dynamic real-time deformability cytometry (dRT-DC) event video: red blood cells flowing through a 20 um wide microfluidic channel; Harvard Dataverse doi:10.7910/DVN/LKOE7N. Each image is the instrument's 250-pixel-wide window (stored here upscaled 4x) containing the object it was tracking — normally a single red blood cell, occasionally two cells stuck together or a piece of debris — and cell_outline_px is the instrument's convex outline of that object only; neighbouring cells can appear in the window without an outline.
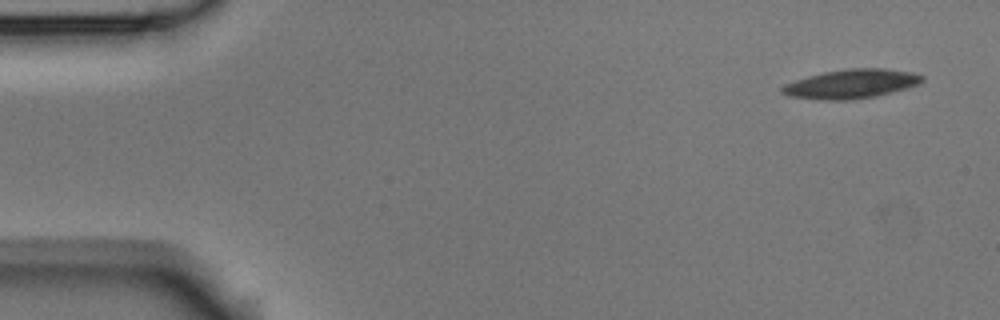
{"species": "Egyptian fruit bat (a non-hibernating species)", "species_latin": "Rousettus aegyptiacus", "temperature_condition": "room temperature", "stored_images_in_passage": 5, "camera_frame_rate_fps": 3000, "um_per_image_px": 0.085, "animal": {"sex": "male"}, "frame": {"image": 1, "passage_image": 1, "time_ms": 0.0, "image_size_px": [1000, 320], "cell_outline_px": [[924, 80], [920, 84], [908, 88], [876, 96], [848, 100], [828, 100], [788, 96], [780, 92], [780, 88], [784, 84], [808, 76], [824, 72], [848, 68], [884, 68], [912, 72], [924, 76]], "centroid_in_image_um": [72.38, 7.12], "position_along_channel_um": 12.6, "area_um2": 23.81}}
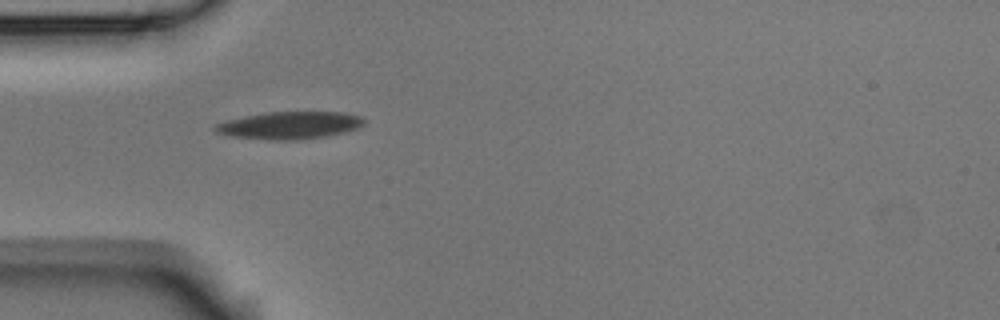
{"frame": {"image": 2, "passage_image": 4, "time_ms": 1.0, "image_size_px": [1000, 320], "cell_outline_px": [[364, 124], [356, 128], [344, 132], [324, 136], [296, 140], [272, 140], [228, 136], [216, 132], [212, 128], [216, 124], [228, 120], [244, 116], [268, 112], [344, 112], [364, 116]], "centroid_in_image_um": [24.61, 10.65], "position_along_channel_um": 60.4, "area_um2": 23.76}}
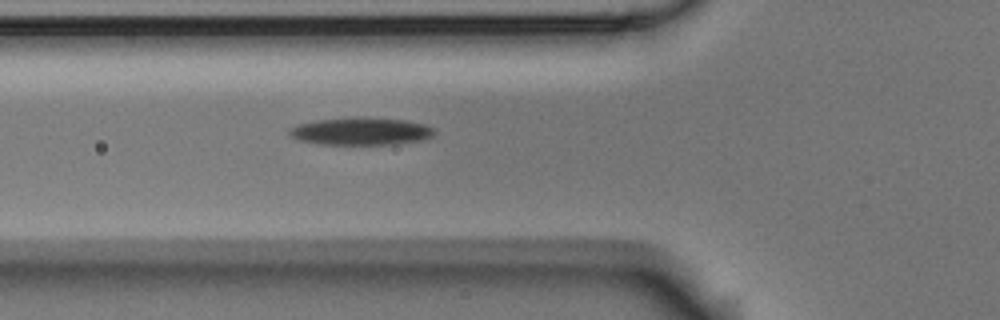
{"frame": {"image": 3, "passage_image": 5, "time_ms": 1.333, "image_size_px": [1000, 320], "cell_outline_px": [[436, 132], [432, 136], [424, 140], [392, 144], [320, 144], [300, 140], [288, 136], [288, 128], [296, 124], [316, 120], [352, 116], [360, 116], [404, 120], [424, 124], [436, 128]], "centroid_in_image_um": [30.66, 11.14], "position_along_channel_um": 95.1, "area_um2": 23.7}}